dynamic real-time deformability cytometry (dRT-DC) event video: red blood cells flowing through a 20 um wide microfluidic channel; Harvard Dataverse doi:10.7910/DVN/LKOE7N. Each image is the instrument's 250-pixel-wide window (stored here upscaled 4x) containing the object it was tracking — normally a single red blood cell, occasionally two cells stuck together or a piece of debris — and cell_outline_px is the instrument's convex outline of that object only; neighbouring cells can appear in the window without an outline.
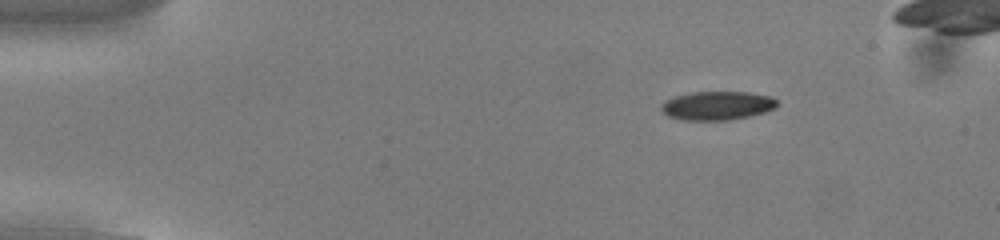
{"species": "common noctule bat (a hibernating species)", "species_latin": "Nyctalus noctula", "temperature_condition": "cold", "stored_images_in_passage": 51, "camera_frame_rate_fps": 3000, "um_per_image_px": 0.085, "animal": {"sex": "male", "body_mass_g": 13.0, "forearm_length_mm": 53.1}, "frame": {"image": 1, "passage_image": 8, "time_ms": 2.333, "image_size_px": [1000, 240], "cell_outline_px": [[776, 108], [764, 112], [748, 116], [728, 120], [680, 120], [668, 116], [660, 108], [660, 104], [664, 100], [676, 96], [692, 92], [748, 92], [768, 96], [776, 100]], "centroid_in_image_um": [60.91, 8.98], "position_along_channel_um": 24.1, "area_um2": 19.31}}
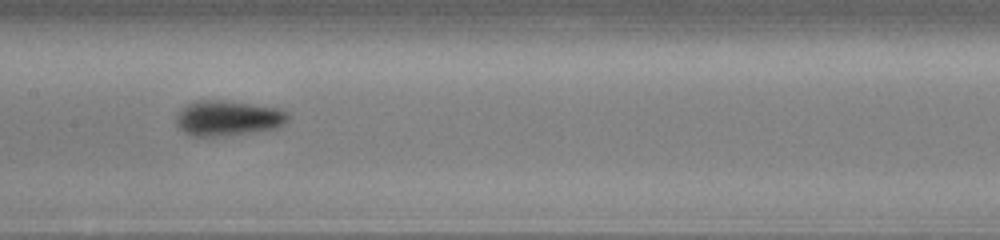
{"frame": {"image": 2, "passage_image": 27, "time_ms": 8.667, "image_size_px": [1000, 240], "cell_outline_px": [[288, 120], [284, 124], [276, 128], [248, 132], [216, 136], [192, 136], [184, 132], [176, 124], [176, 116], [188, 104], [196, 100], [224, 100], [280, 108], [288, 112]], "centroid_in_image_um": [19.39, 10.03], "position_along_channel_um": 188.0, "area_um2": 22.72}}
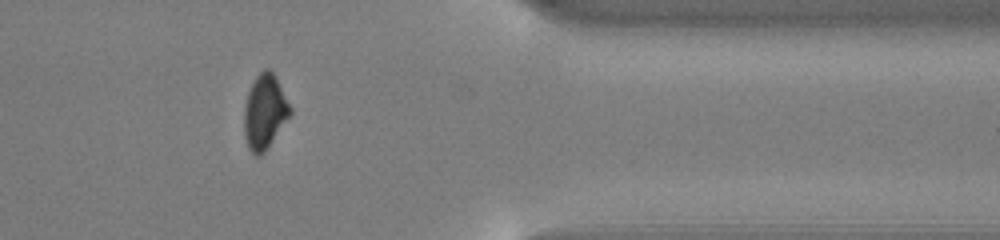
{"frame": {"image": 3, "passage_image": 44, "time_ms": 14.333, "image_size_px": [1000, 240], "cell_outline_px": [[292, 112], [264, 152], [260, 156], [256, 156], [248, 148], [244, 136], [244, 108], [248, 92], [256, 76], [264, 68], [268, 68], [276, 76], [292, 108]], "centroid_in_image_um": [22.5, 9.49], "position_along_channel_um": 388.9, "area_um2": 19.88}}